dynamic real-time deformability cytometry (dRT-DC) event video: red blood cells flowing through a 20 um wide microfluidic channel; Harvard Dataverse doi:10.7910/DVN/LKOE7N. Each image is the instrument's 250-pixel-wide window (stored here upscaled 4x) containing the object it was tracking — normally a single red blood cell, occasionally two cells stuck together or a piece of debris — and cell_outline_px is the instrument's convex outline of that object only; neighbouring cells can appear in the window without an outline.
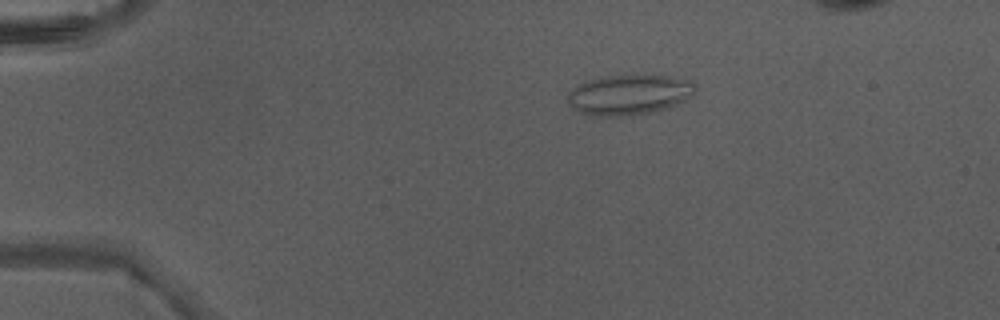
{"species": "Egyptian fruit bat (a non-hibernating species)", "species_latin": "Rousettus aegyptiacus", "temperature_condition": "warm", "stored_images_in_passage": 36, "camera_frame_rate_fps": 3000, "um_per_image_px": 0.085, "animal": {"sex": "male"}, "frame": {"image": 1, "passage_image": 1, "time_ms": 0.0, "image_size_px": [1000, 320], "cell_outline_px": [[696, 92], [692, 96], [680, 104], [632, 116], [592, 116], [580, 112], [568, 100], [568, 92], [572, 88], [584, 80], [604, 76], [668, 76], [692, 80], [696, 84]], "centroid_in_image_um": [53.51, 8.05], "position_along_channel_um": 31.5, "area_um2": 29.94}}
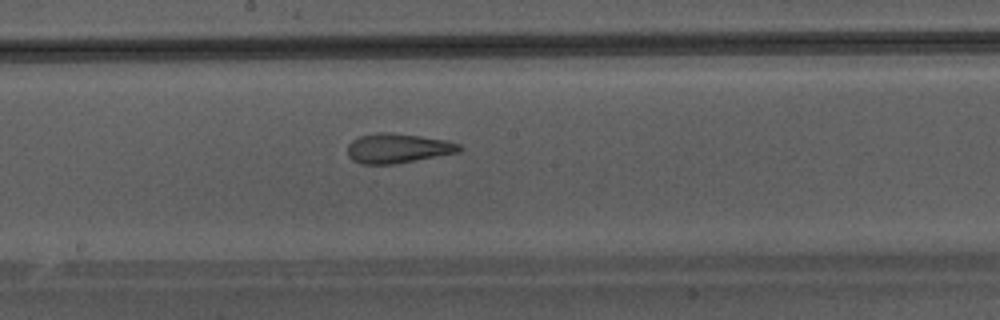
{"frame": {"image": 2, "passage_image": 18, "time_ms": 5.667, "image_size_px": [1000, 320], "cell_outline_px": [[464, 148], [460, 152], [396, 164], [360, 164], [352, 160], [348, 156], [348, 144], [352, 140], [360, 136], [376, 132], [392, 132], [420, 136], [444, 140], [460, 144]], "centroid_in_image_um": [33.81, 12.61], "position_along_channel_um": 214.4, "area_um2": 19.48}}
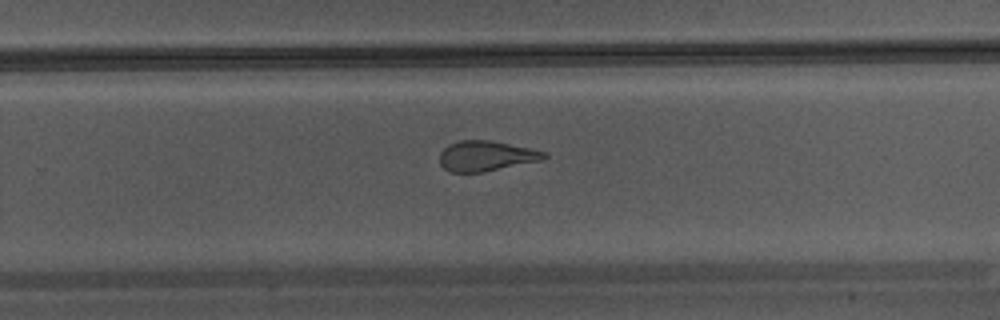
{"frame": {"image": 3, "passage_image": 23, "time_ms": 7.333, "image_size_px": [1000, 320], "cell_outline_px": [[548, 156], [544, 160], [484, 172], [448, 172], [440, 164], [440, 152], [448, 144], [460, 140], [488, 140], [548, 152]], "centroid_in_image_um": [41.32, 13.27], "position_along_channel_um": 288.5, "area_um2": 18.5}}